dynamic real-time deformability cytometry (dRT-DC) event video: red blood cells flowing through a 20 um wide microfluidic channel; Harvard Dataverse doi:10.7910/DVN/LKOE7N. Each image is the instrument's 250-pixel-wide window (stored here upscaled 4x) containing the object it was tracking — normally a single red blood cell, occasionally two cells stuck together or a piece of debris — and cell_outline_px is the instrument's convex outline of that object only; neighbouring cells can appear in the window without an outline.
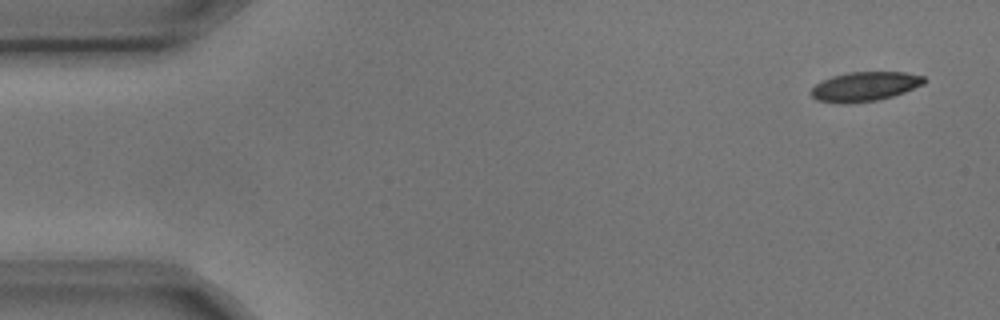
{"species": "common noctule bat (a hibernating species)", "species_latin": "Nyctalus noctula", "temperature_condition": "cold", "stored_images_in_passage": 4, "camera_frame_rate_fps": 3000, "um_per_image_px": 0.085, "animal": {"sex": "male", "body_mass_g": 17.9, "forearm_length_mm": 54.2}, "frame": {"image": 1, "passage_image": 1, "time_ms": 0.0, "image_size_px": [1000, 320], "cell_outline_px": [[928, 80], [924, 84], [904, 92], [892, 96], [876, 100], [848, 104], [840, 104], [816, 100], [808, 92], [816, 84], [832, 76], [848, 72], [904, 72], [924, 76]], "centroid_in_image_um": [73.5, 7.36], "position_along_channel_um": 11.5, "area_um2": 19.48}}
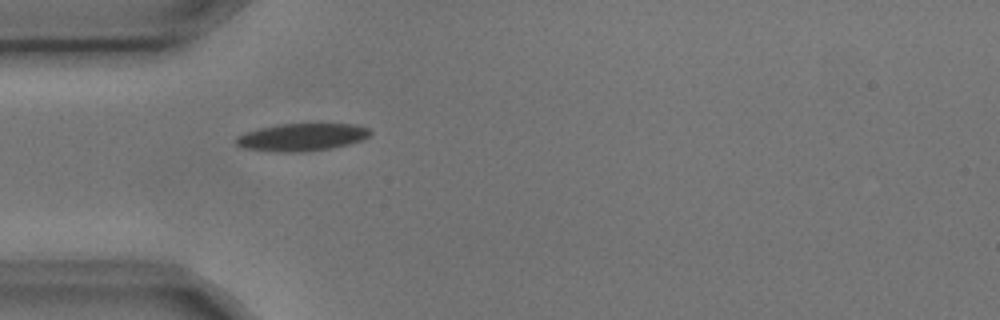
{"frame": {"image": 2, "passage_image": 4, "time_ms": 1.0, "image_size_px": [1000, 320], "cell_outline_px": [[372, 132], [364, 140], [332, 148], [304, 152], [272, 152], [244, 148], [236, 144], [236, 136], [244, 132], [260, 128], [280, 124], [356, 124], [368, 128]], "centroid_in_image_um": [25.65, 11.66], "position_along_channel_um": 59.3, "area_um2": 21.68}}